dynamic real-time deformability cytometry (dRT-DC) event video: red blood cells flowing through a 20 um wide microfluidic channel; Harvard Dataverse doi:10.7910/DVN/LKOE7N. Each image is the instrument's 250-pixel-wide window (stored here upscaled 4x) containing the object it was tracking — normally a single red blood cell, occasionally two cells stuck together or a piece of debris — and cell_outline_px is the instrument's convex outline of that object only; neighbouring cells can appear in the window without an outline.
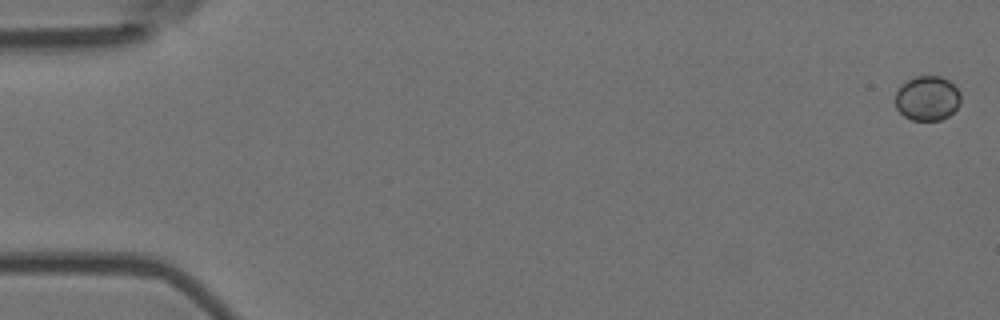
{"species": "Egyptian fruit bat (a non-hibernating species)", "species_latin": "Rousettus aegyptiacus", "temperature_condition": "room temperature", "stored_images_in_passage": 5, "camera_frame_rate_fps": 3000, "um_per_image_px": 0.085, "animal": {"sex": "female"}, "frame": {"image": 1, "passage_image": 1, "time_ms": 0.0, "image_size_px": [1000, 320], "cell_outline_px": [[960, 104], [948, 116], [940, 120], [912, 120], [904, 116], [896, 108], [896, 92], [900, 84], [912, 76], [940, 76], [948, 80], [960, 92]], "centroid_in_image_um": [78.8, 8.34], "position_along_channel_um": 6.2, "area_um2": 17.11}}
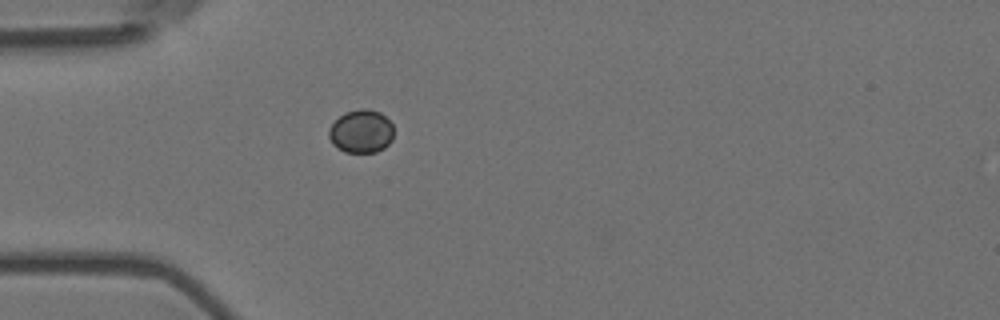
{"frame": {"image": 2, "passage_image": 5, "time_ms": 1.333, "image_size_px": [1000, 320], "cell_outline_px": [[392, 140], [384, 148], [376, 152], [344, 152], [332, 144], [328, 136], [328, 128], [344, 112], [360, 108], [368, 108], [380, 112], [392, 124]], "centroid_in_image_um": [30.68, 11.16], "position_along_channel_um": 54.3, "area_um2": 16.42}}